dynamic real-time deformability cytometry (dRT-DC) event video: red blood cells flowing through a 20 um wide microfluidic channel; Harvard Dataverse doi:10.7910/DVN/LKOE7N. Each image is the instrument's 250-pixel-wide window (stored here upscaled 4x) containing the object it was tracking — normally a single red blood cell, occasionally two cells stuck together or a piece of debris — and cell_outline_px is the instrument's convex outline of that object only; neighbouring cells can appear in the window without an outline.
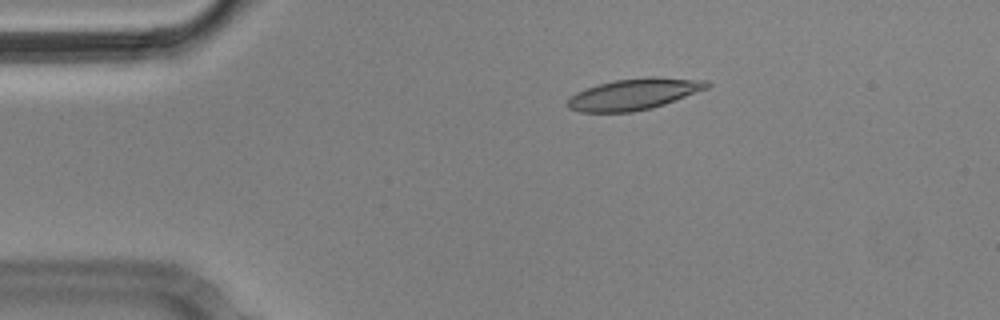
{"species": "Egyptian fruit bat (a non-hibernating species)", "species_latin": "Rousettus aegyptiacus", "temperature_condition": "cold", "stored_images_in_passage": 8, "camera_frame_rate_fps": 3000, "um_per_image_px": 0.085, "animal": {"sex": "male"}, "frame": {"image": 1, "passage_image": 3, "time_ms": 0.667, "image_size_px": [1000, 320], "cell_outline_px": [[712, 84], [708, 88], [664, 104], [652, 108], [632, 112], [580, 112], [568, 108], [564, 104], [576, 92], [600, 84], [616, 80], [648, 76], [656, 76], [708, 80]], "centroid_in_image_um": [53.92, 7.99], "position_along_channel_um": 31.1, "area_um2": 25.43}}
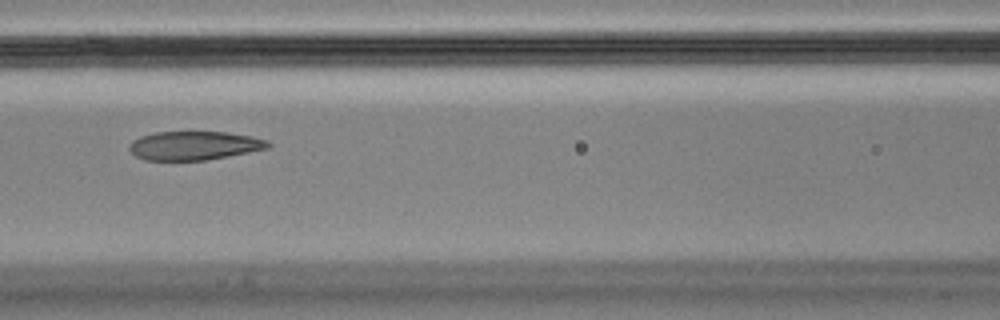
{"frame": {"image": 2, "passage_image": 7, "time_ms": 2.0, "image_size_px": [1000, 320], "cell_outline_px": [[272, 144], [268, 148], [248, 152], [204, 160], [144, 160], [136, 156], [128, 148], [128, 144], [132, 140], [140, 136], [156, 132], [192, 128], [224, 132], [252, 136], [268, 140]], "centroid_in_image_um": [16.47, 12.32], "position_along_channel_um": 150.1, "area_um2": 24.16}}
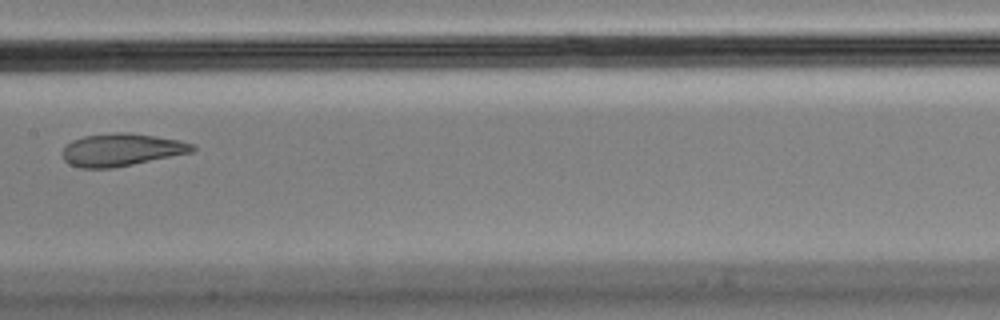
{"frame": {"image": 3, "passage_image": 8, "time_ms": 2.333, "image_size_px": [1000, 320], "cell_outline_px": [[196, 148], [192, 152], [112, 168], [80, 168], [68, 164], [64, 160], [64, 148], [72, 140], [84, 136], [116, 132], [128, 132], [156, 136], [180, 140], [192, 144]], "centroid_in_image_um": [10.32, 12.72], "position_along_channel_um": 197.1, "area_um2": 24.45}}